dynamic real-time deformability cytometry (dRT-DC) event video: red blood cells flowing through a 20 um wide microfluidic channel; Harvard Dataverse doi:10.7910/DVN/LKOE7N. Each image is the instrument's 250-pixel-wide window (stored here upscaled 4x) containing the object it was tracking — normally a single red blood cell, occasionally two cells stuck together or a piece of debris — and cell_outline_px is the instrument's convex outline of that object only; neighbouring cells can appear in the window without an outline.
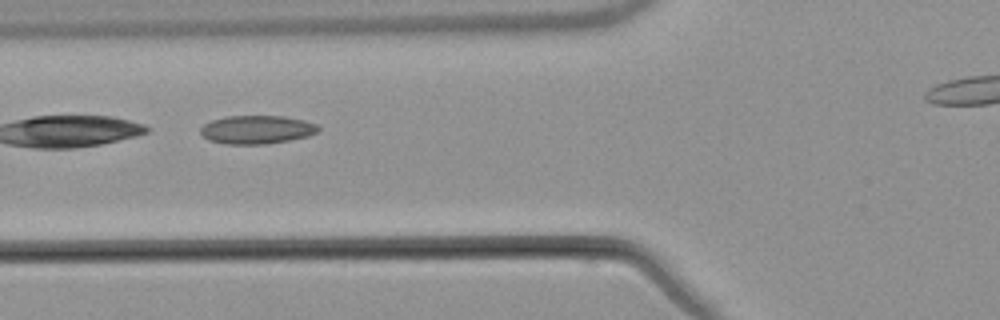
{"species": "common noctule bat (a hibernating species)", "species_latin": "Nyctalus noctula", "temperature_condition": "warm", "stored_images_in_passage": 7, "camera_frame_rate_fps": 3000, "um_per_image_px": 0.085, "animal": {"sex": "male", "body_mass_g": 21.5, "forearm_length_mm": 52.0}, "frame": {"image": 1, "passage_image": 5, "time_ms": 5.667, "image_size_px": [1000, 320], "cell_outline_px": [[320, 128], [316, 132], [308, 136], [288, 140], [264, 144], [224, 144], [208, 140], [200, 132], [200, 128], [204, 124], [212, 120], [228, 116], [284, 116], [304, 120], [316, 124]], "centroid_in_image_um": [21.81, 11.01], "position_along_channel_um": 104.0, "area_um2": 19.42}}